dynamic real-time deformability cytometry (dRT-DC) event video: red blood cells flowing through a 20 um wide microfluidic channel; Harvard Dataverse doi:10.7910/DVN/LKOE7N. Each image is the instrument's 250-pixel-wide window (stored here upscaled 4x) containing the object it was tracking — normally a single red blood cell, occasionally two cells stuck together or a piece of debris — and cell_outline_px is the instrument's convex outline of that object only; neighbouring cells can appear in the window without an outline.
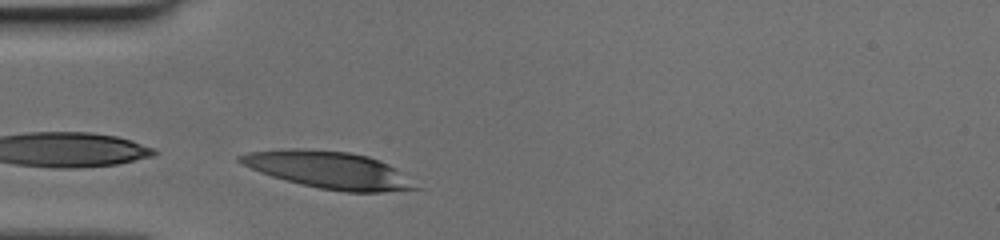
{"species": "human", "species_latin": "Homo sapiens", "temperature_condition": "cold", "stored_images_in_passage": 3, "camera_frame_rate_fps": 3000, "um_per_image_px": 0.085, "donor": {"sex": "female"}, "frame": {"image": 1, "passage_image": 3, "time_ms": 0.667, "image_size_px": [1000, 240], "cell_outline_px": [[424, 188], [380, 192], [344, 192], [320, 188], [300, 184], [272, 176], [260, 172], [236, 160], [236, 156], [248, 152], [348, 152], [368, 156], [388, 164], [396, 168]], "centroid_in_image_um": [28.1, 14.52], "position_along_channel_um": 56.9, "area_um2": 36.3}}